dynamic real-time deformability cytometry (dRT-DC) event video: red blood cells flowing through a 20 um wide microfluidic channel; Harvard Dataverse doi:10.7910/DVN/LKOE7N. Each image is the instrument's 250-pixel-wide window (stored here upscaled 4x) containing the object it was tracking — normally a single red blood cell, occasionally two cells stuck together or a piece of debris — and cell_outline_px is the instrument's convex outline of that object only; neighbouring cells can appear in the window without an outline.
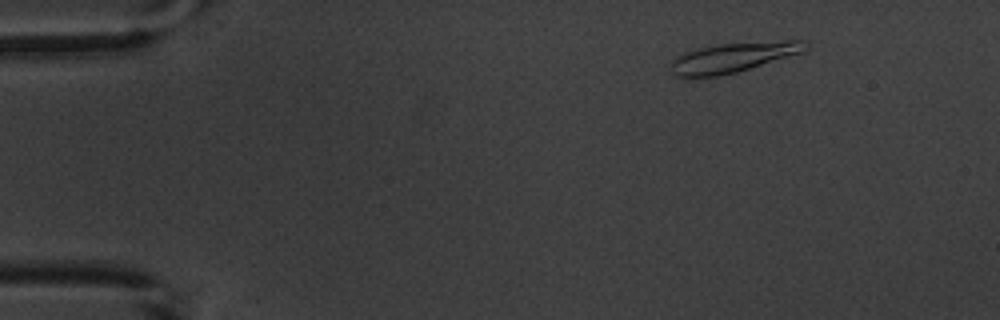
{"species": "common noctule bat (a hibernating species)", "species_latin": "Nyctalus noctula", "temperature_condition": "warm", "stored_images_in_passage": 3, "camera_frame_rate_fps": 3000, "um_per_image_px": 0.085, "animal": {"sex": "male", "body_mass_g": 20.1, "forearm_length_mm": 53.5}, "frame": {"image": 1, "passage_image": 1, "time_ms": 0.0, "image_size_px": [1000, 320], "cell_outline_px": [[812, 44], [808, 48], [800, 52], [736, 72], [716, 76], [676, 76], [672, 72], [672, 60], [684, 52], [716, 44], [788, 40], [804, 40]], "centroid_in_image_um": [62.34, 4.85], "position_along_channel_um": 22.7, "area_um2": 22.83}}